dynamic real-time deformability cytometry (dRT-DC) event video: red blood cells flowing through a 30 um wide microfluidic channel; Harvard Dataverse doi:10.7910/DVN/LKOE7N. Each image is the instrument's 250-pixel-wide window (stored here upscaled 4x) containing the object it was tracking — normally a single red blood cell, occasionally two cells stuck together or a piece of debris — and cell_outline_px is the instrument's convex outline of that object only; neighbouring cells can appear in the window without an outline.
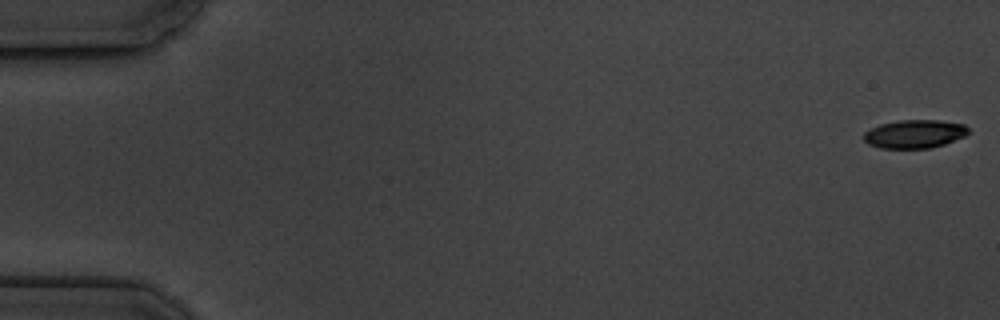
{"species": "common noctule bat (a hibernating species)", "species_latin": "Nyctalus noctula", "temperature_condition": "cold", "stored_images_in_passage": 6, "camera_frame_rate_fps": 3000, "um_per_image_px": 0.085, "animal": {"sex": "male", "body_mass_g": 19.5, "forearm_length_mm": 54.6}, "frame": {"image": 1, "passage_image": 1, "time_ms": 0.0, "image_size_px": [1000, 320], "cell_outline_px": [[968, 132], [964, 136], [944, 144], [932, 148], [880, 148], [868, 144], [864, 140], [864, 132], [880, 124], [900, 120], [936, 120], [964, 124], [968, 128]], "centroid_in_image_um": [77.72, 11.39], "position_along_channel_um": 7.3, "area_um2": 17.17}}
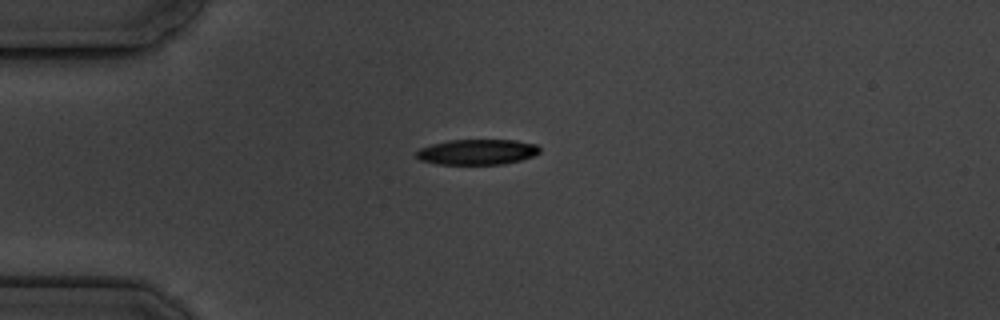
{"frame": {"image": 2, "passage_image": 5, "time_ms": 4.667, "image_size_px": [1000, 320], "cell_outline_px": [[540, 152], [532, 156], [520, 160], [504, 164], [436, 164], [420, 160], [416, 156], [416, 152], [420, 148], [432, 144], [448, 140], [516, 140], [536, 144], [540, 148]], "centroid_in_image_um": [40.56, 12.91], "position_along_channel_um": 44.4, "area_um2": 18.26}}